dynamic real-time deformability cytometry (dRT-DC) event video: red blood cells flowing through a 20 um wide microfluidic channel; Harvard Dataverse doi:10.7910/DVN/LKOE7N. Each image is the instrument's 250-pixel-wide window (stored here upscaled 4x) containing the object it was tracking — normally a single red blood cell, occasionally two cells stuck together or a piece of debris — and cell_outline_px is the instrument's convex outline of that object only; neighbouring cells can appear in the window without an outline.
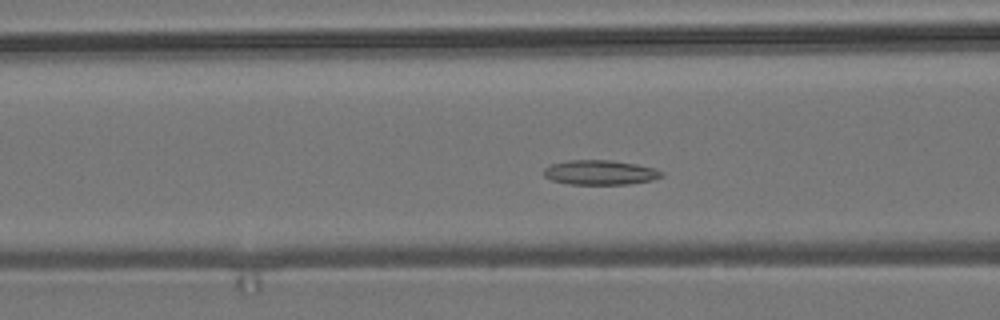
{"species": "common noctule bat (a hibernating species)", "species_latin": "Nyctalus noctula", "temperature_condition": "room temperature", "stored_images_in_passage": 51, "camera_frame_rate_fps": 3000, "um_per_image_px": 0.085, "animal": {"sex": "male", "body_mass_g": 19.2, "forearm_length_mm": 51.8}, "frame": {"image": 1, "passage_image": 17, "time_ms": 5.333, "image_size_px": [1000, 320], "cell_outline_px": [[664, 176], [652, 180], [628, 184], [568, 184], [552, 180], [544, 176], [544, 168], [552, 164], [568, 160], [612, 160], [636, 164], [656, 168], [664, 172]], "centroid_in_image_um": [51.04, 14.66], "position_along_channel_um": 115.6, "area_um2": 16.99}}
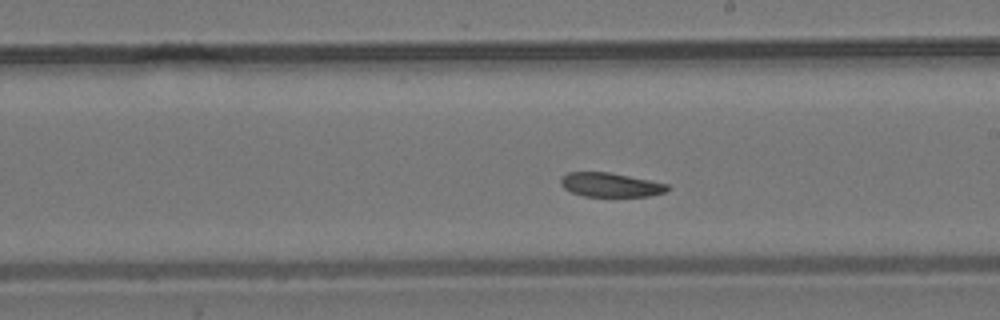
{"frame": {"image": 2, "passage_image": 27, "time_ms": 8.667, "image_size_px": [1000, 320], "cell_outline_px": [[668, 188], [664, 192], [648, 196], [584, 196], [572, 192], [564, 188], [560, 184], [560, 176], [568, 172], [608, 172], [668, 184]], "centroid_in_image_um": [51.82, 15.7], "position_along_channel_um": 237.2, "area_um2": 14.8}}
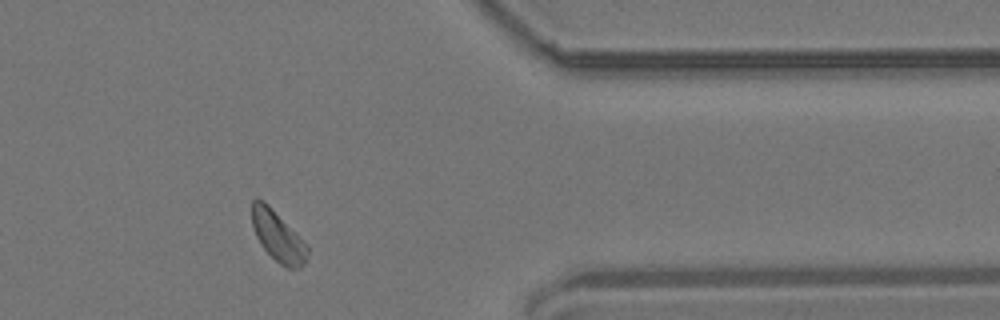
{"frame": {"image": 3, "passage_image": 41, "time_ms": 13.333, "image_size_px": [1000, 320], "cell_outline_px": [[308, 252], [304, 264], [300, 268], [288, 268], [280, 264], [264, 248], [256, 236], [252, 224], [252, 200], [256, 196], [264, 200], [308, 244]], "centroid_in_image_um": [23.62, 20.05], "position_along_channel_um": 387.8, "area_um2": 16.24}}